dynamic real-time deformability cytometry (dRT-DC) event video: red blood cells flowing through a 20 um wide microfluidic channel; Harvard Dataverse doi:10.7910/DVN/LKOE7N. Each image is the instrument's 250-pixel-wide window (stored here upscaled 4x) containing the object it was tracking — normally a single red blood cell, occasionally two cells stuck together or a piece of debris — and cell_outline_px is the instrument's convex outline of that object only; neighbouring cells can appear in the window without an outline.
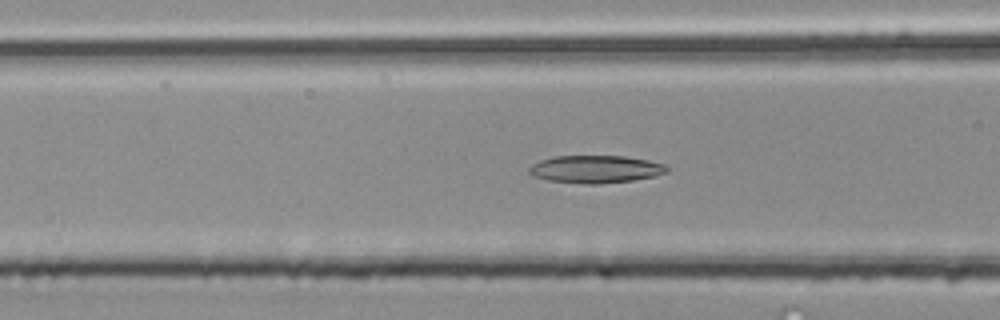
{"species": "common noctule bat (a hibernating species)", "species_latin": "Nyctalus noctula", "temperature_condition": "room temperature", "stored_images_in_passage": 49, "camera_frame_rate_fps": 3000, "um_per_image_px": 0.085, "animal": {"sex": "male", "body_mass_g": 20.4}, "frame": {"image": 1, "passage_image": 19, "time_ms": 6.0, "image_size_px": [1000, 320], "cell_outline_px": [[672, 168], [668, 172], [656, 176], [632, 180], [600, 184], [588, 184], [548, 180], [532, 176], [528, 172], [528, 168], [532, 164], [540, 160], [556, 156], [624, 156], [648, 160], [664, 164]], "centroid_in_image_um": [50.65, 14.38], "position_along_channel_um": 116.0, "area_um2": 22.31}}
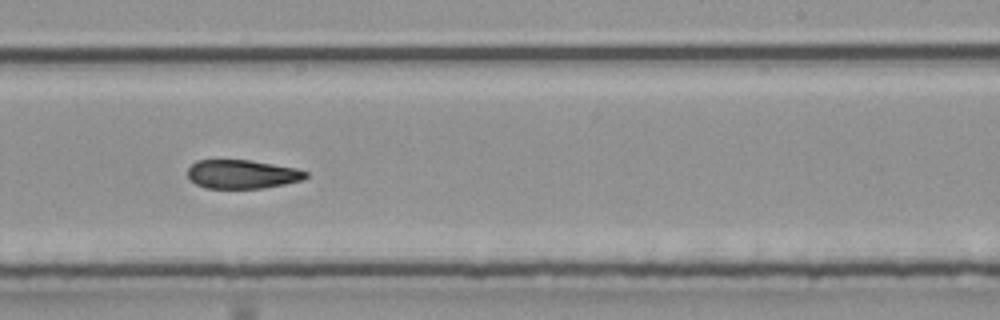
{"frame": {"image": 2, "passage_image": 30, "time_ms": 9.667, "image_size_px": [1000, 320], "cell_outline_px": [[308, 176], [300, 180], [284, 184], [264, 188], [204, 188], [196, 184], [188, 176], [188, 168], [196, 160], [248, 160], [296, 168], [308, 172]], "centroid_in_image_um": [20.57, 14.81], "position_along_channel_um": 268.4, "area_um2": 19.65}}
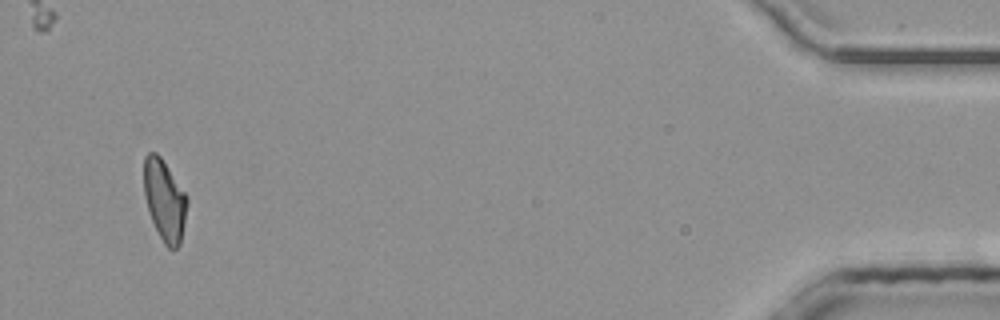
{"frame": {"image": 3, "passage_image": 47, "time_ms": 15.333, "image_size_px": [1000, 320], "cell_outline_px": [[188, 204], [180, 244], [176, 248], [168, 248], [164, 244], [152, 220], [148, 208], [144, 192], [144, 156], [148, 152], [156, 152], [160, 156], [188, 196]], "centroid_in_image_um": [14.0, 16.99], "position_along_channel_um": 421.2, "area_um2": 20.29}, "authors_computed_cell_mechanics": {"area_um2": 21.2704, "velocity_mm_per_s": 4.1673, "shape_relaxation_time_tau1_ms": 6.5486, "shape_relaxation_time_tau2_ms": 6.1938, "deformation_change_tau1": 0.1929, "deformation_change_tau2": 0.1424}}